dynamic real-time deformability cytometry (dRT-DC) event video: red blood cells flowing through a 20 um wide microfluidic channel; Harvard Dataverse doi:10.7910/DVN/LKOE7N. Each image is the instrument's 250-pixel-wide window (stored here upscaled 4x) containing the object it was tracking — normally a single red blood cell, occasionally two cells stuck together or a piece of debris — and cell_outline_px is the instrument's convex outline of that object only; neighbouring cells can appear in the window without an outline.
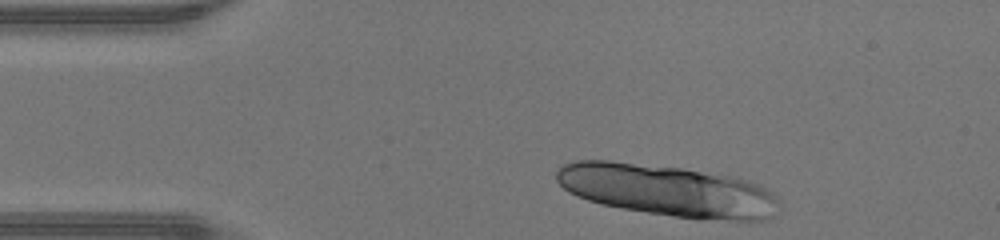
{"species": "human", "species_latin": "Homo sapiens", "temperature_condition": "warm", "stored_images_in_passage": 10, "camera_frame_rate_fps": 3000, "um_per_image_px": 0.085, "donor": {"sex": "male"}, "frame": {"image": 1, "passage_image": 1, "time_ms": 0.0, "image_size_px": [1000, 240], "cell_outline_px": [[780, 204], [768, 220], [696, 220], [600, 204], [576, 196], [568, 192], [556, 180], [556, 172], [560, 164], [572, 160], [612, 160], [680, 168], [732, 176], [748, 180], [760, 184], [772, 192], [780, 200]], "centroid_in_image_um": [56.74, 16.19], "position_along_channel_um": 28.3, "area_um2": 67.57}}